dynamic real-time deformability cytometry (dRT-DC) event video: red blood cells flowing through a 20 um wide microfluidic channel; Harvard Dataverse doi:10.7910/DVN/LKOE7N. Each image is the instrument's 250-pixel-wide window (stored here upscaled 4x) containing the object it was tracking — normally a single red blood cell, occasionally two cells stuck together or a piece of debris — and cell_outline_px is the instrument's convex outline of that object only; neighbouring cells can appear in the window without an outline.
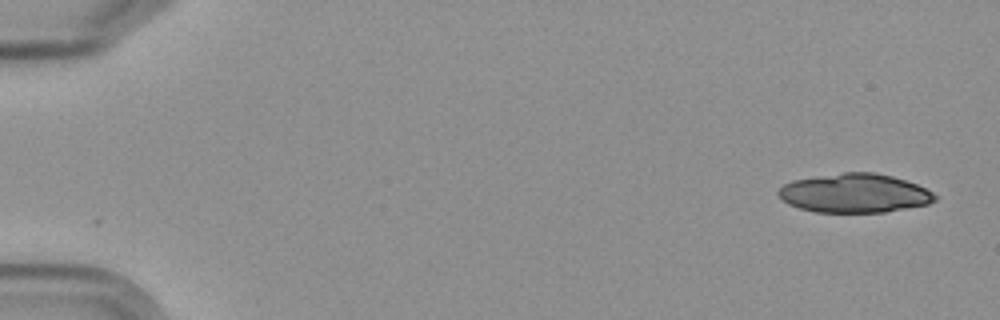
{"species": "Egyptian fruit bat (a non-hibernating species)", "species_latin": "Rousettus aegyptiacus", "temperature_condition": "cold", "stored_images_in_passage": 9, "camera_frame_rate_fps": 3000, "um_per_image_px": 0.085, "frame": {"image": 1, "passage_image": 1, "time_ms": 0.0, "image_size_px": [1000, 320], "cell_outline_px": [[936, 200], [928, 204], [884, 212], [816, 212], [800, 208], [788, 204], [776, 192], [784, 184], [792, 180], [844, 172], [872, 172], [892, 176], [916, 184], [932, 192], [936, 196]], "centroid_in_image_um": [72.62, 16.42], "position_along_channel_um": 12.4, "area_um2": 35.26}}
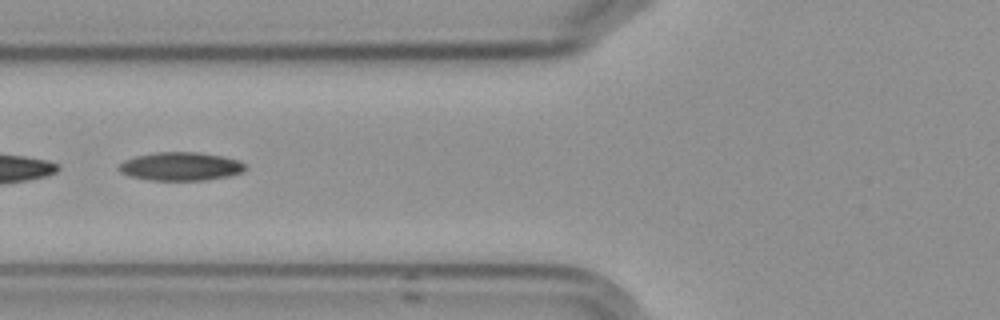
{"frame": {"image": 2, "passage_image": 7, "time_ms": 7.0, "image_size_px": [1000, 320], "cell_outline_px": [[248, 168], [244, 172], [228, 176], [204, 180], [148, 180], [128, 176], [120, 172], [116, 168], [124, 160], [136, 156], [156, 152], [196, 152], [220, 156], [236, 160], [244, 164]], "centroid_in_image_um": [15.32, 14.15], "position_along_channel_um": 110.5, "area_um2": 20.92}}
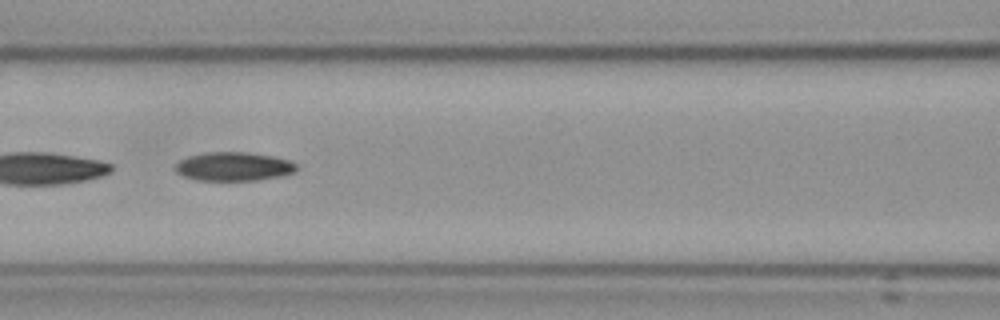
{"frame": {"image": 3, "passage_image": 8, "time_ms": 8.0, "image_size_px": [1000, 320], "cell_outline_px": [[296, 172], [280, 176], [260, 180], [200, 180], [184, 176], [176, 172], [176, 164], [180, 160], [188, 156], [208, 152], [248, 152], [272, 156], [288, 160], [296, 164]], "centroid_in_image_um": [19.88, 14.15], "position_along_channel_um": 146.7, "area_um2": 20.17}}